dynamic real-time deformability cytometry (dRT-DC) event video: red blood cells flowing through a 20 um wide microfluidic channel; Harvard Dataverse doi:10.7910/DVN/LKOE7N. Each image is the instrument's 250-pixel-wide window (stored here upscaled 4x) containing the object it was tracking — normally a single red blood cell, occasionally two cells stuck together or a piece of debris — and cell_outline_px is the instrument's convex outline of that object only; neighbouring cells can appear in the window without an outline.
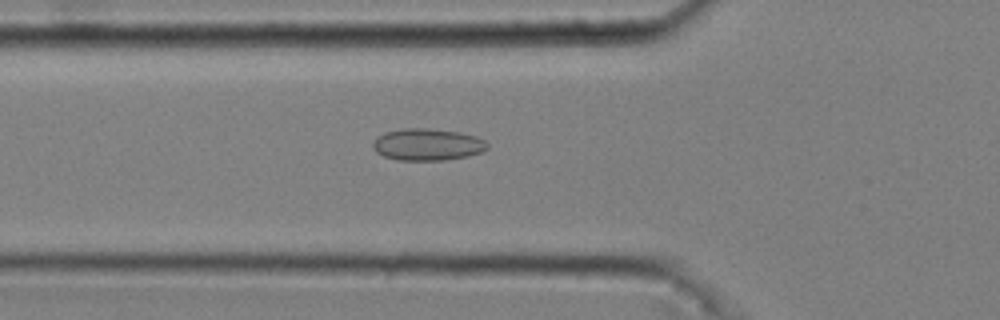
{"species": "common noctule bat (a hibernating species)", "species_latin": "Nyctalus noctula", "temperature_condition": "cold", "stored_images_in_passage": 43, "camera_frame_rate_fps": 3000, "um_per_image_px": 0.085, "animal": {"sex": "male", "body_mass_g": 20.4}, "frame": {"image": 1, "passage_image": 13, "time_ms": 4.0, "image_size_px": [1000, 320], "cell_outline_px": [[488, 148], [484, 152], [468, 156], [444, 160], [396, 160], [384, 156], [376, 152], [372, 144], [376, 136], [384, 132], [400, 128], [428, 128], [460, 132], [476, 136], [484, 140], [488, 144]], "centroid_in_image_um": [36.33, 12.28], "position_along_channel_um": 89.5, "area_um2": 21.56}}
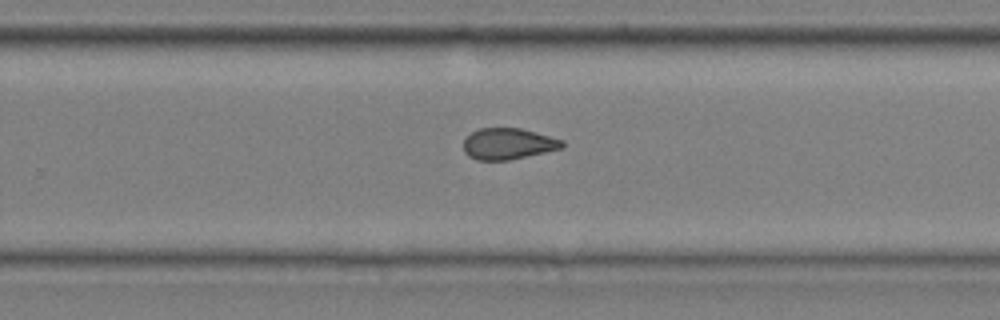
{"frame": {"image": 2, "passage_image": 29, "time_ms": 9.333, "image_size_px": [1000, 320], "cell_outline_px": [[564, 148], [508, 160], [476, 160], [468, 156], [464, 152], [464, 140], [472, 132], [480, 128], [520, 128], [536, 132], [564, 140]], "centroid_in_image_um": [43.21, 12.22], "position_along_channel_um": 286.6, "area_um2": 17.98}}
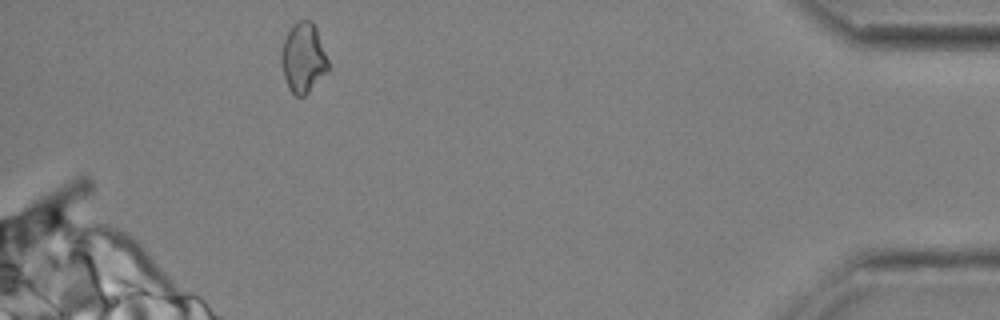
{"frame": {"image": 3, "passage_image": 43, "time_ms": 14.0, "image_size_px": [1000, 320], "cell_outline_px": [[328, 72], [304, 96], [296, 96], [288, 88], [284, 76], [280, 56], [280, 52], [284, 40], [292, 24], [300, 20], [312, 20], [316, 28], [328, 60]], "centroid_in_image_um": [25.77, 4.91], "position_along_channel_um": 409.4, "area_um2": 19.02}, "authors_computed_cell_mechanics": {"area_um2": 19.0162, "velocity_mm_per_s": 3.6923, "shape_relaxation_time_tau1_ms": null, "shape_relaxation_time_tau2_ms": 2.7139, "deformation_change_tau1": null, "deformation_change_tau2": 0.0789}}